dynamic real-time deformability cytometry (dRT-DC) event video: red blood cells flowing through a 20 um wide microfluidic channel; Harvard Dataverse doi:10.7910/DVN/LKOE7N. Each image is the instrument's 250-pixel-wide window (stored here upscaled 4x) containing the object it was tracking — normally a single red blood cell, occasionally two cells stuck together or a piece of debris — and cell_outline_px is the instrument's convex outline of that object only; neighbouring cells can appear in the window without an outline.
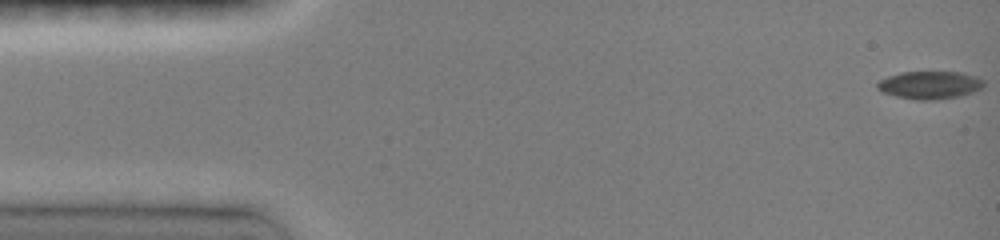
{"species": "common noctule bat (a hibernating species)", "species_latin": "Nyctalus noctula", "temperature_condition": "room temperature", "stored_images_in_passage": 32, "camera_frame_rate_fps": 3000, "um_per_image_px": 0.085, "animal": {"sex": "female", "body_mass_g": 19.0, "forearm_length_mm": 51.5}, "frame": {"image": 1, "passage_image": 1, "time_ms": 0.0, "image_size_px": [1000, 240], "cell_outline_px": [[984, 84], [980, 88], [972, 92], [960, 96], [936, 100], [916, 100], [896, 96], [884, 92], [876, 88], [876, 84], [880, 80], [888, 76], [900, 72], [960, 72], [976, 76], [984, 80]], "centroid_in_image_um": [79.02, 7.22], "position_along_channel_um": 6.0, "area_um2": 17.22}}
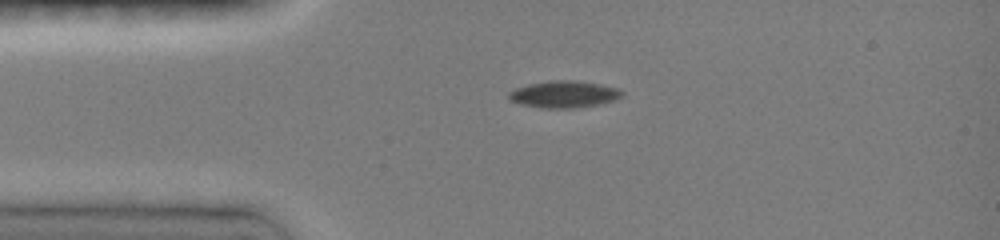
{"frame": {"image": 2, "passage_image": 11, "time_ms": 3.333, "image_size_px": [1000, 240], "cell_outline_px": [[624, 96], [616, 100], [596, 104], [572, 108], [540, 108], [520, 104], [512, 100], [508, 96], [508, 92], [516, 88], [528, 84], [548, 80], [576, 80], [600, 84], [620, 88], [624, 92]], "centroid_in_image_um": [47.97, 8.0], "position_along_channel_um": 37.0, "area_um2": 17.86}}
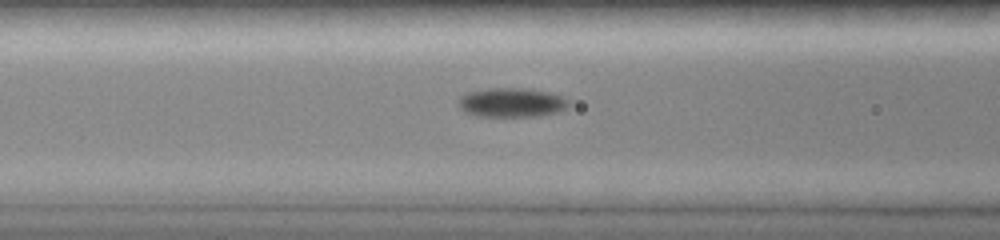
{"frame": {"image": 3, "passage_image": 19, "time_ms": 6.0, "image_size_px": [1000, 240], "cell_outline_px": [[568, 104], [564, 108], [556, 112], [540, 116], [476, 116], [464, 112], [460, 108], [460, 96], [464, 92], [488, 88], [528, 88], [548, 92], [564, 96], [568, 100]], "centroid_in_image_um": [43.46, 8.7], "position_along_channel_um": 123.1, "area_um2": 18.84}}